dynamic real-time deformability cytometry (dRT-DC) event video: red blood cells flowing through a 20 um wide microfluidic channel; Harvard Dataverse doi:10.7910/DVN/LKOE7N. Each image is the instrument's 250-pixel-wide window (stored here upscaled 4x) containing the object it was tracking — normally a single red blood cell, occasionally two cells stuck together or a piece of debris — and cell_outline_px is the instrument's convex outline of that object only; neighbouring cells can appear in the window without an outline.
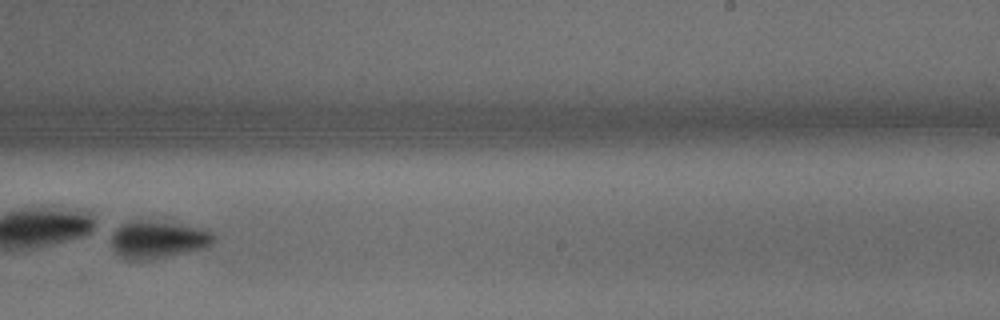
{"species": "common noctule bat (a hibernating species)", "species_latin": "Nyctalus noctula", "temperature_condition": "warm", "stored_images_in_passage": 47, "camera_frame_rate_fps": 3000, "um_per_image_px": 0.085, "animal": {"sex": "male", "body_mass_g": 15.6}, "frame": {"image": 1, "passage_image": 30, "time_ms": 9.667, "image_size_px": [1000, 320], "cell_outline_px": [[216, 236], [212, 244], [200, 248], [148, 260], [128, 260], [120, 256], [112, 248], [112, 236], [116, 228], [128, 220], [148, 220], [212, 228]], "centroid_in_image_um": [13.45, 20.33], "position_along_channel_um": 275.5, "area_um2": 22.54}}
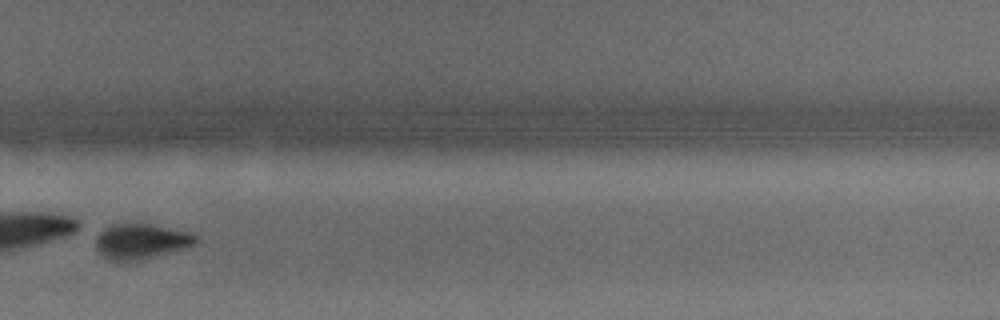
{"frame": {"image": 2, "passage_image": 33, "time_ms": 10.667, "image_size_px": [1000, 320], "cell_outline_px": [[196, 244], [192, 248], [136, 260], [108, 260], [96, 248], [96, 232], [112, 224], [148, 224], [192, 232], [196, 236]], "centroid_in_image_um": [12.02, 20.51], "position_along_channel_um": 317.8, "area_um2": 20.63}, "authors_computed_cell_mechanics": {"area_um2": 23.0044, "velocity_mm_per_s": 4.2324, "shape_relaxation_time_tau1_ms": 2.0154, "shape_relaxation_time_tau2_ms": null, "deformation_change_tau1": 0.1294, "deformation_change_tau2": null}}